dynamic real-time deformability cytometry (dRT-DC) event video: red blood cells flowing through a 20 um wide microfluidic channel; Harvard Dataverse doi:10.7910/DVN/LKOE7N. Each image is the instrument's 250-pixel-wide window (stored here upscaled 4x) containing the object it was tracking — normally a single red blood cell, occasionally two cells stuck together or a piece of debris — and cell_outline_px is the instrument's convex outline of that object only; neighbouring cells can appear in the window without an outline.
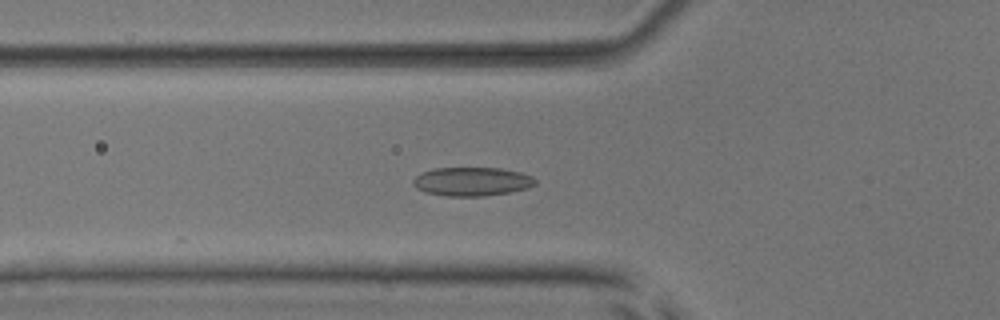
{"species": "common noctule bat (a hibernating species)", "species_latin": "Nyctalus noctula", "temperature_condition": "room temperature", "stored_images_in_passage": 45, "camera_frame_rate_fps": 3000, "um_per_image_px": 0.085, "animal": {"sex": "male", "body_mass_g": 17.9, "forearm_length_mm": 54.2}, "frame": {"image": 1, "passage_image": 20, "time_ms": 6.333, "image_size_px": [1000, 320], "cell_outline_px": [[536, 184], [528, 188], [512, 192], [484, 196], [448, 196], [424, 192], [416, 188], [412, 184], [412, 180], [420, 172], [436, 168], [500, 168], [520, 172], [532, 176], [536, 180]], "centroid_in_image_um": [40.11, 15.43], "position_along_channel_um": 85.7, "area_um2": 20.63}}
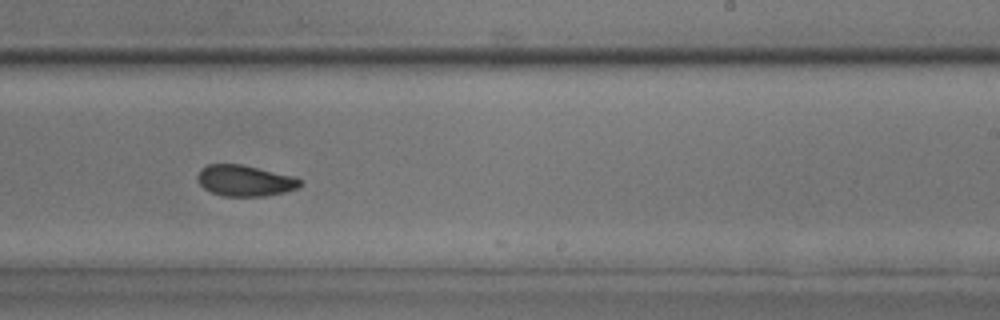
{"frame": {"image": 2, "passage_image": 34, "time_ms": 11.0, "image_size_px": [1000, 320], "cell_outline_px": [[304, 184], [296, 188], [284, 192], [264, 196], [224, 196], [212, 192], [204, 188], [196, 180], [196, 176], [200, 168], [208, 164], [240, 164], [296, 176]], "centroid_in_image_um": [20.8, 15.34], "position_along_channel_um": 268.2, "area_um2": 18.67}}
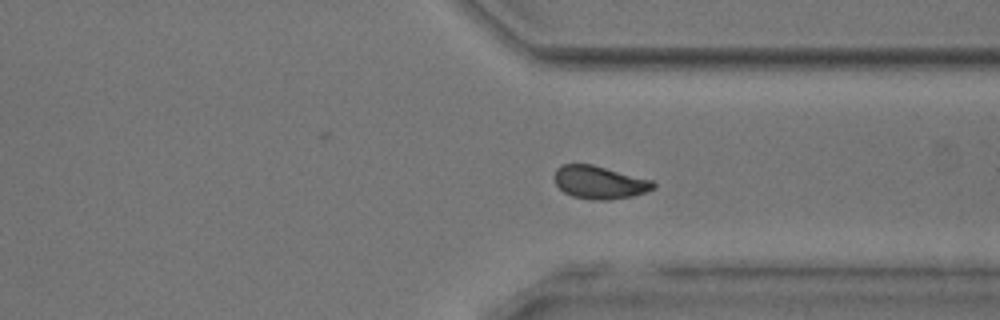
{"frame": {"image": 3, "passage_image": 41, "time_ms": 13.333, "image_size_px": [1000, 320], "cell_outline_px": [[656, 188], [632, 196], [608, 200], [592, 200], [572, 196], [564, 192], [556, 184], [552, 176], [556, 168], [560, 164], [592, 164], [652, 180], [656, 184]], "centroid_in_image_um": [50.92, 15.49], "position_along_channel_um": 360.5, "area_um2": 19.13}}